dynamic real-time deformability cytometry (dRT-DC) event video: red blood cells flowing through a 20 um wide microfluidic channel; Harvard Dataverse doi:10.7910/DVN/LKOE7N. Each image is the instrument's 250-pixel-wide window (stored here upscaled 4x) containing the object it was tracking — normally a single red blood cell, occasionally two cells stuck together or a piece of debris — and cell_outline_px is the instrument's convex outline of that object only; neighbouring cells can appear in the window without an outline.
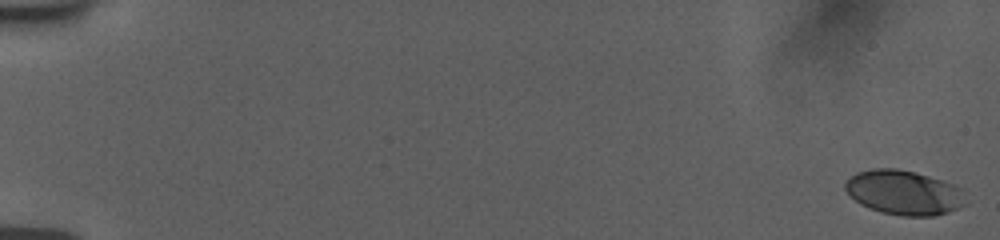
{"species": "human", "species_latin": "Homo sapiens", "temperature_condition": "room temperature", "stored_images_in_passage": 32, "camera_frame_rate_fps": 3000, "um_per_image_px": 0.085, "donor": {"sex": "female"}, "frame": {"image": 1, "passage_image": 1, "time_ms": 0.0, "image_size_px": [1000, 240], "cell_outline_px": [[968, 204], [948, 212], [932, 216], [900, 216], [880, 212], [860, 204], [844, 188], [844, 184], [856, 172], [872, 168], [896, 168], [916, 172], [964, 188]], "centroid_in_image_um": [76.88, 16.37], "position_along_channel_um": 8.1, "area_um2": 31.5}}
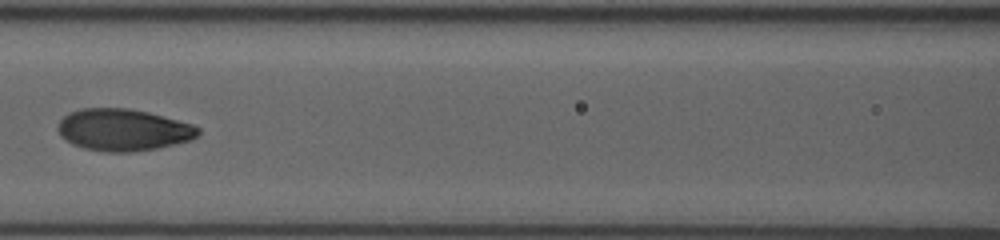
{"frame": {"image": 2, "passage_image": 19, "time_ms": 9.0, "image_size_px": [1000, 240], "cell_outline_px": [[200, 132], [192, 140], [156, 148], [132, 152], [104, 152], [84, 148], [72, 144], [60, 136], [56, 128], [60, 120], [68, 112], [80, 108], [128, 108], [148, 112], [192, 124], [200, 128]], "centroid_in_image_um": [10.44, 11.04], "position_along_channel_um": 156.2, "area_um2": 34.39}}
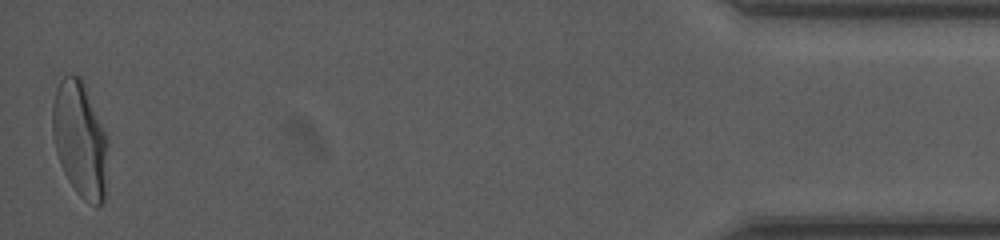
{"frame": {"image": 3, "passage_image": 32, "time_ms": 18.333, "image_size_px": [1000, 240], "cell_outline_px": [[108, 144], [104, 200], [96, 208], [84, 200], [76, 192], [68, 180], [60, 164], [56, 152], [52, 132], [52, 104], [56, 88], [60, 80], [64, 76], [80, 76], [84, 84], [108, 136]], "centroid_in_image_um": [6.8, 11.87], "position_along_channel_um": 428.4, "area_um2": 37.51}, "authors_computed_cell_mechanics": {"area_um2": 33.6107, "velocity_mm_per_s": 3.7529, "shape_relaxation_time_tau1_ms": 3.0302, "shape_relaxation_time_tau2_ms": null, "deformation_change_tau1": 0.1549, "deformation_change_tau2": null}}